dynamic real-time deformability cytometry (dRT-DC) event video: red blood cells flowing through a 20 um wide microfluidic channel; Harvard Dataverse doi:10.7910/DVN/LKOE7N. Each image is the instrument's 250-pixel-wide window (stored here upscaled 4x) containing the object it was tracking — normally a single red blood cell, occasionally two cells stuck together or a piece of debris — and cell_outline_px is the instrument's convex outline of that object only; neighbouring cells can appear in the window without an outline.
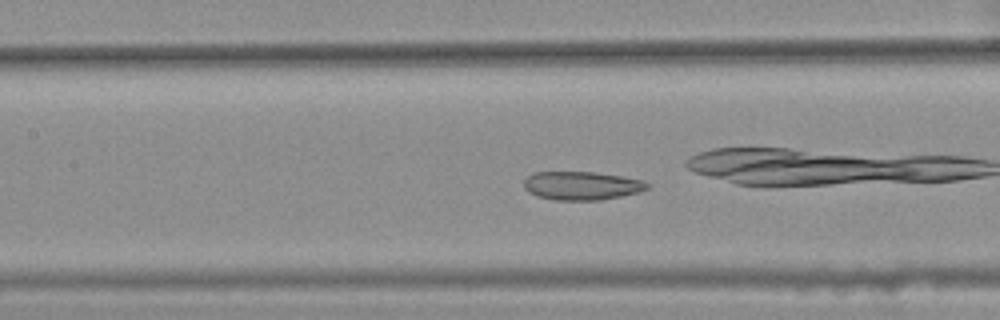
{"species": "common noctule bat (a hibernating species)", "species_latin": "Nyctalus noctula", "temperature_condition": "warm", "stored_images_in_passage": 32, "camera_frame_rate_fps": 3000, "um_per_image_px": 0.085, "animal": {"sex": "female", "body_mass_g": 25.1}, "frame": {"image": 1, "passage_image": 10, "time_ms": 3.0, "image_size_px": [1000, 320], "cell_outline_px": [[648, 188], [640, 192], [600, 200], [552, 200], [536, 196], [528, 192], [524, 188], [524, 180], [532, 172], [592, 172], [620, 176], [644, 180], [648, 184]], "centroid_in_image_um": [49.41, 15.79], "position_along_channel_um": 158.0, "area_um2": 20.52}, "authors_computed_cell_mechanics": {"area_um2": 20.4612, "velocity_mm_per_s": 3.6572, "shape_relaxation_time_tau1_ms": null, "shape_relaxation_time_tau2_ms": 2.1985, "deformation_change_tau1": null, "deformation_change_tau2": 0.0985}}